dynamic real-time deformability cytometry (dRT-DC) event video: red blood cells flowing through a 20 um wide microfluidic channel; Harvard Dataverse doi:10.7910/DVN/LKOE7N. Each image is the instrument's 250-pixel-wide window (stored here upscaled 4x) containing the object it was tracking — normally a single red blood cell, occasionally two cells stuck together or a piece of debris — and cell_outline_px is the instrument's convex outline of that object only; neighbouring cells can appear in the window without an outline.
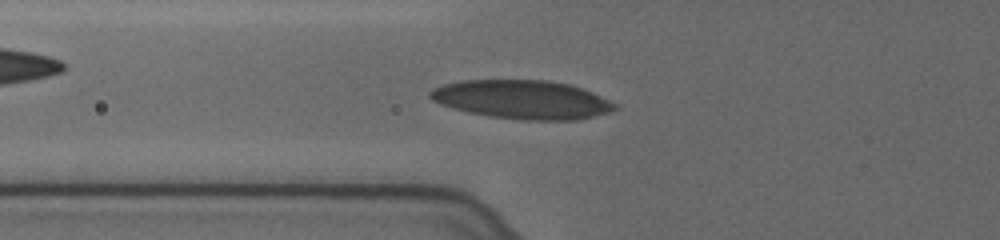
{"species": "human", "species_latin": "Homo sapiens", "temperature_condition": "cold", "stored_images_in_passage": 44, "camera_frame_rate_fps": 3000, "um_per_image_px": 0.085, "donor": {"sex": "female"}, "frame": {"image": 1, "passage_image": 10, "time_ms": 3.0, "image_size_px": [1000, 240], "cell_outline_px": [[616, 108], [608, 112], [576, 120], [520, 120], [488, 116], [468, 112], [452, 108], [440, 104], [432, 100], [428, 96], [428, 92], [444, 84], [460, 80], [548, 80], [568, 84], [592, 92], [616, 104]], "centroid_in_image_um": [44.34, 8.46], "position_along_channel_um": 81.5, "area_um2": 41.5}}
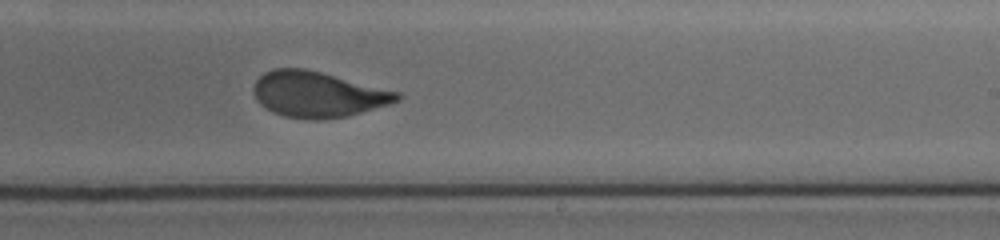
{"frame": {"image": 2, "passage_image": 25, "time_ms": 8.0, "image_size_px": [1000, 240], "cell_outline_px": [[404, 96], [400, 100], [388, 104], [348, 116], [316, 120], [308, 120], [284, 116], [272, 112], [260, 104], [256, 100], [252, 88], [256, 80], [264, 72], [272, 68], [304, 68], [400, 92]], "centroid_in_image_um": [26.99, 8.02], "position_along_channel_um": 262.0, "area_um2": 38.26}}
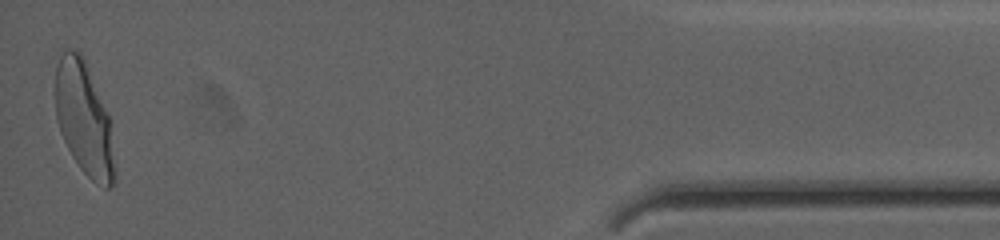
{"frame": {"image": 3, "passage_image": 44, "time_ms": 14.333, "image_size_px": [1000, 240], "cell_outline_px": [[116, 180], [108, 188], [104, 188], [92, 180], [80, 168], [72, 156], [60, 132], [56, 116], [56, 68], [60, 56], [68, 48], [72, 48], [80, 52], [84, 60], [108, 116], [116, 172]], "centroid_in_image_um": [7.13, 10.14], "position_along_channel_um": 428.1, "area_um2": 38.26}, "authors_computed_cell_mechanics": {"area_um2": 38.2636, "velocity_mm_per_s": 3.6181, "shape_relaxation_time_tau1_ms": 4.2937, "shape_relaxation_time_tau2_ms": 0.7464, "deformation_change_tau1": 0.1722, "deformation_change_tau2": 0.0695}}